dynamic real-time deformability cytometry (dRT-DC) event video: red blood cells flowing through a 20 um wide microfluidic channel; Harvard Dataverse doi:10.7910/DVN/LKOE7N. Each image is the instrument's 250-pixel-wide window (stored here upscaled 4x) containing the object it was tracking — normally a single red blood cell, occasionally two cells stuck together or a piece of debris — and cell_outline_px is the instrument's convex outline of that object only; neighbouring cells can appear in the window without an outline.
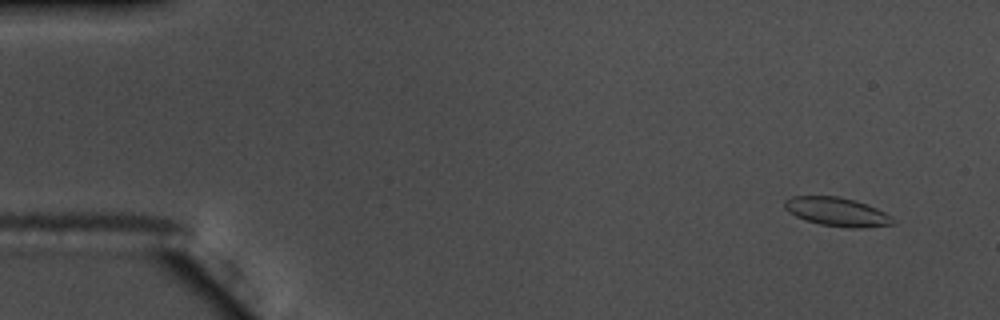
{"species": "common noctule bat (a hibernating species)", "species_latin": "Nyctalus noctula", "temperature_condition": "warm", "stored_images_in_passage": 52, "camera_frame_rate_fps": 3000, "um_per_image_px": 0.085, "animal": {"sex": "male", "body_mass_g": 17.5, "forearm_length_mm": 52.3}, "frame": {"image": 1, "passage_image": 1, "time_ms": 0.0, "image_size_px": [1000, 320], "cell_outline_px": [[896, 224], [860, 228], [848, 228], [820, 224], [804, 220], [788, 212], [784, 208], [784, 200], [792, 196], [840, 196], [856, 200], [876, 208], [892, 216], [896, 220]], "centroid_in_image_um": [71.15, 18.0], "position_along_channel_um": 13.8, "area_um2": 18.38}}
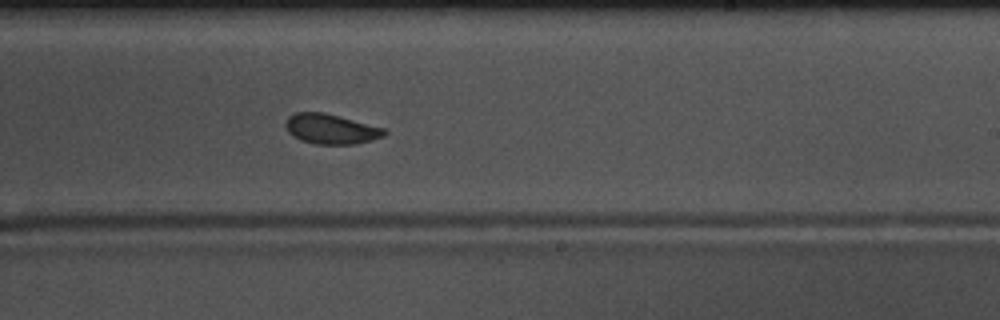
{"frame": {"image": 2, "passage_image": 31, "time_ms": 10.0, "image_size_px": [1000, 320], "cell_outline_px": [[388, 132], [384, 136], [372, 140], [356, 144], [316, 144], [300, 140], [292, 136], [288, 132], [284, 124], [288, 116], [292, 112], [324, 112], [384, 128]], "centroid_in_image_um": [28.1, 10.96], "position_along_channel_um": 260.9, "area_um2": 17.4}}
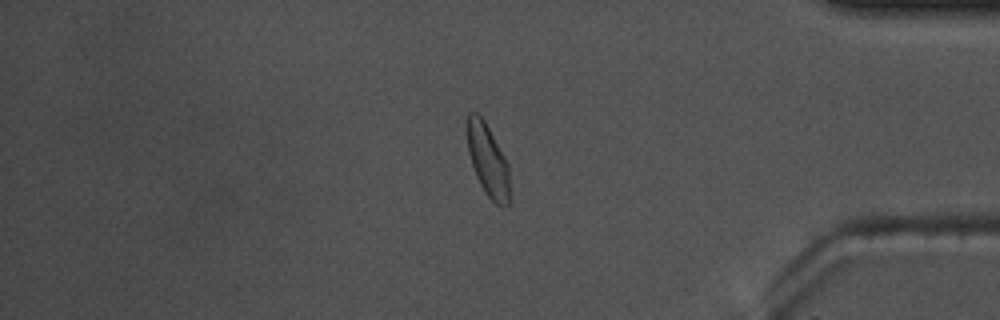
{"frame": {"image": 3, "passage_image": 44, "time_ms": 14.333, "image_size_px": [1000, 320], "cell_outline_px": [[508, 204], [504, 208], [496, 204], [484, 192], [476, 176], [468, 152], [468, 112], [476, 112], [484, 120], [504, 156], [508, 164]], "centroid_in_image_um": [41.46, 13.64], "position_along_channel_um": 393.7, "area_um2": 17.4}}